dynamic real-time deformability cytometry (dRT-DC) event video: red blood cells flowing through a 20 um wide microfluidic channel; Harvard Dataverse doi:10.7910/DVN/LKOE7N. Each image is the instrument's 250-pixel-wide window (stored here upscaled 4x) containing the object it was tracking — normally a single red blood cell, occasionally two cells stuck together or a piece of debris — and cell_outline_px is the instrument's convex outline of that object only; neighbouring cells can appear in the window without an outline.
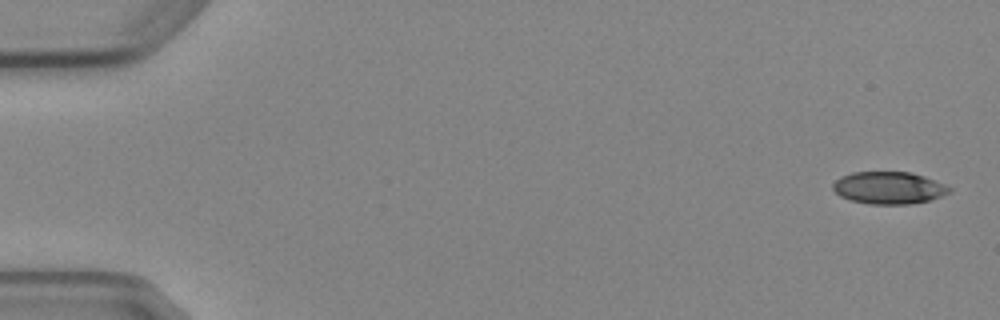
{"species": "Egyptian fruit bat (a non-hibernating species)", "species_latin": "Rousettus aegyptiacus", "temperature_condition": "cold", "stored_images_in_passage": 6, "segment_of_instrument_passage": [1, 2], "camera_frame_rate_fps": 3000, "um_per_image_px": 0.085, "animal": {"sex": "female"}, "frame": {"image": 1, "passage_image": 1, "time_ms": 0.0, "image_size_px": [1000, 320], "cell_outline_px": [[952, 192], [928, 200], [908, 204], [868, 204], [852, 200], [840, 196], [832, 188], [832, 184], [840, 176], [852, 172], [912, 172], [924, 176], [944, 184], [952, 188]], "centroid_in_image_um": [75.54, 15.96], "position_along_channel_um": 9.5, "area_um2": 21.85}}
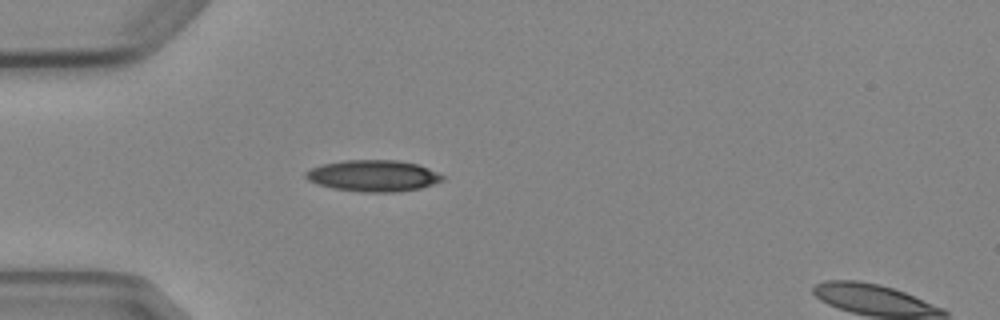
{"frame": {"image": 2, "passage_image": 5, "time_ms": 4.667, "image_size_px": [1000, 320], "cell_outline_px": [[444, 180], [420, 188], [400, 192], [360, 192], [332, 188], [316, 184], [308, 180], [304, 176], [304, 172], [312, 168], [324, 164], [344, 160], [400, 160], [416, 164], [428, 168], [444, 176]], "centroid_in_image_um": [31.71, 14.95], "position_along_channel_um": 53.3, "area_um2": 25.09}}